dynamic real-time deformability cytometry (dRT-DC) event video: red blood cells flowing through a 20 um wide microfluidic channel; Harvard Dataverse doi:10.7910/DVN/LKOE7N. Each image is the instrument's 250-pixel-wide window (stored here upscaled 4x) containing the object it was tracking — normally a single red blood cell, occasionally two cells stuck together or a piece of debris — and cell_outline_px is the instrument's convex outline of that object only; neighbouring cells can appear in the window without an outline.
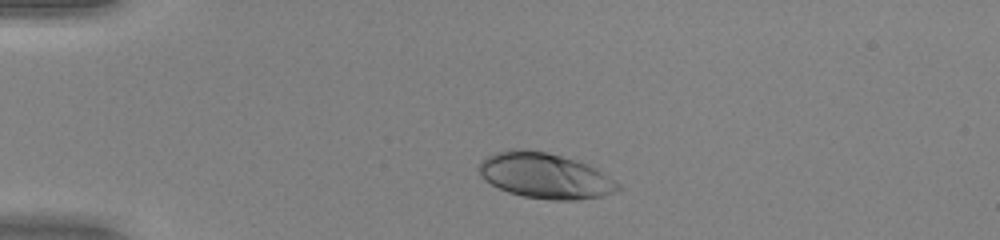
{"species": "human", "species_latin": "Homo sapiens", "temperature_condition": "warm", "stored_images_in_passage": 40, "camera_frame_rate_fps": 3000, "um_per_image_px": 0.085, "donor": {"sex": "female"}, "frame": {"image": 1, "passage_image": 1, "time_ms": 0.0, "image_size_px": [1000, 240], "cell_outline_px": [[620, 188], [612, 192], [600, 196], [576, 200], [548, 200], [524, 196], [508, 192], [484, 180], [480, 176], [480, 164], [488, 156], [496, 152], [512, 148], [520, 148], [544, 152], [560, 156], [588, 164], [608, 176], [620, 184]], "centroid_in_image_um": [46.31, 14.94], "position_along_channel_um": 38.7, "area_um2": 36.36}}
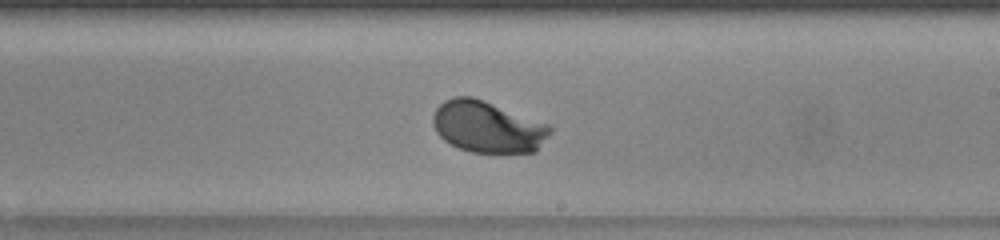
{"frame": {"image": 2, "passage_image": 20, "time_ms": 6.333, "image_size_px": [1000, 240], "cell_outline_px": [[552, 132], [536, 152], [472, 152], [460, 148], [444, 140], [436, 132], [432, 124], [432, 116], [436, 108], [444, 100], [452, 96], [472, 96], [552, 124]], "centroid_in_image_um": [41.47, 10.76], "position_along_channel_um": 247.5, "area_um2": 35.55}}
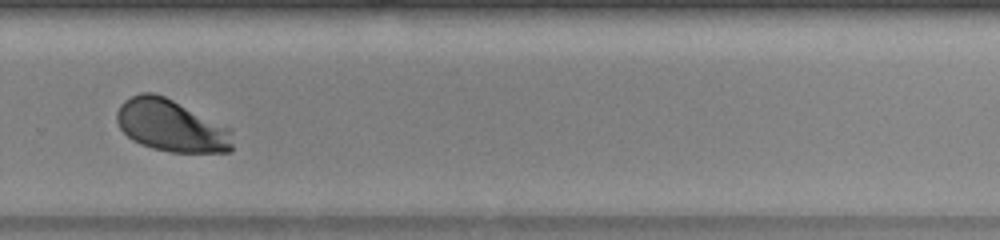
{"frame": {"image": 3, "passage_image": 25, "time_ms": 8.0, "image_size_px": [1000, 240], "cell_outline_px": [[232, 148], [228, 152], [168, 152], [152, 148], [140, 144], [132, 140], [120, 128], [116, 120], [116, 112], [120, 104], [124, 100], [140, 92], [152, 92], [164, 96], [232, 128]], "centroid_in_image_um": [14.54, 10.68], "position_along_channel_um": 315.3, "area_um2": 35.32}, "authors_computed_cell_mechanics": {"area_um2": 35.3447, "velocity_mm_per_s": 4.0649, "shape_relaxation_time_tau1_ms": 2.1321, "shape_relaxation_time_tau2_ms": null, "deformation_change_tau1": 0.1701, "deformation_change_tau2": null}}